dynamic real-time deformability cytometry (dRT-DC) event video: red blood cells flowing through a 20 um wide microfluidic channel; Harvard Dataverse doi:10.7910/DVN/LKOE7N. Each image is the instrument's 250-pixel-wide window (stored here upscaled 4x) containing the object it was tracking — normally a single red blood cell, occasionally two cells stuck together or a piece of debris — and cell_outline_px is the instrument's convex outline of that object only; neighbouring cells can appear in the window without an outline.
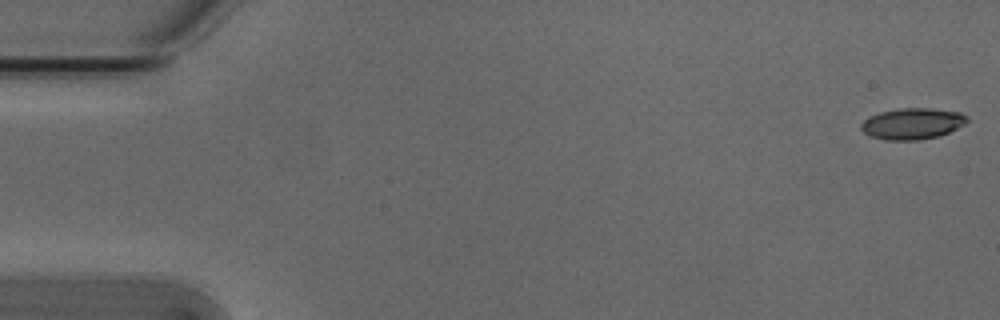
{"species": "Egyptian fruit bat (a non-hibernating species)", "species_latin": "Rousettus aegyptiacus", "temperature_condition": "cold", "stored_images_in_passage": 53, "camera_frame_rate_fps": 3000, "um_per_image_px": 0.085, "animal": {"sex": "male"}, "frame": {"image": 1, "passage_image": 1, "time_ms": 0.0, "image_size_px": [1000, 320], "cell_outline_px": [[968, 120], [964, 124], [948, 132], [936, 136], [916, 140], [888, 140], [872, 136], [864, 132], [860, 128], [860, 124], [868, 116], [880, 112], [900, 108], [932, 108], [960, 112], [968, 116]], "centroid_in_image_um": [77.54, 10.49], "position_along_channel_um": 7.5, "area_um2": 19.13}}
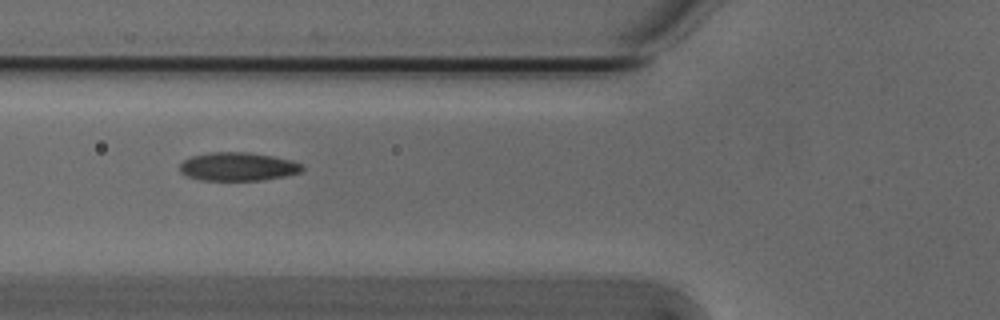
{"frame": {"image": 2, "passage_image": 20, "time_ms": 6.333, "image_size_px": [1000, 320], "cell_outline_px": [[304, 168], [300, 172], [284, 176], [264, 180], [200, 180], [188, 176], [180, 172], [180, 164], [184, 160], [192, 156], [208, 152], [248, 152], [272, 156], [292, 160], [304, 164]], "centroid_in_image_um": [20.24, 14.16], "position_along_channel_um": 105.6, "area_um2": 20.35}}
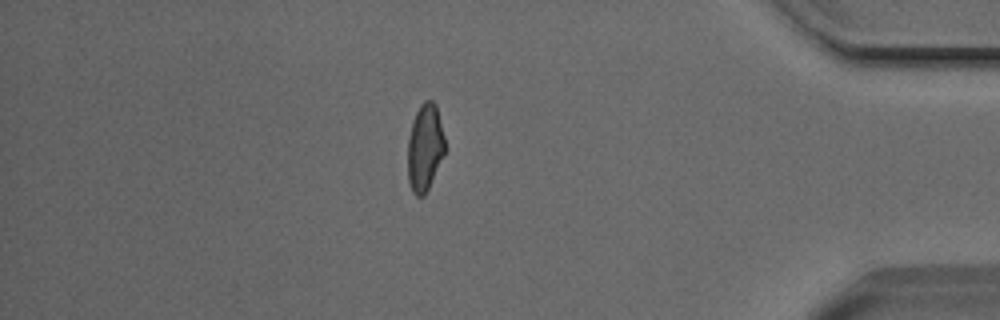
{"frame": {"image": 3, "passage_image": 46, "time_ms": 15.0, "image_size_px": [1000, 320], "cell_outline_px": [[444, 152], [428, 188], [424, 196], [416, 196], [412, 192], [408, 180], [408, 140], [412, 124], [416, 112], [420, 104], [424, 100], [432, 100], [436, 104], [444, 136]], "centroid_in_image_um": [36.1, 12.52], "position_along_channel_um": 399.1, "area_um2": 18.55}, "authors_computed_cell_mechanics": {"area_um2": 19.5364, "velocity_mm_per_s": 3.8383, "shape_relaxation_time_tau1_ms": 9.3906, "shape_relaxation_time_tau2_ms": 2.0617, "deformation_change_tau1": 0.2312, "deformation_change_tau2": 0.0697}}